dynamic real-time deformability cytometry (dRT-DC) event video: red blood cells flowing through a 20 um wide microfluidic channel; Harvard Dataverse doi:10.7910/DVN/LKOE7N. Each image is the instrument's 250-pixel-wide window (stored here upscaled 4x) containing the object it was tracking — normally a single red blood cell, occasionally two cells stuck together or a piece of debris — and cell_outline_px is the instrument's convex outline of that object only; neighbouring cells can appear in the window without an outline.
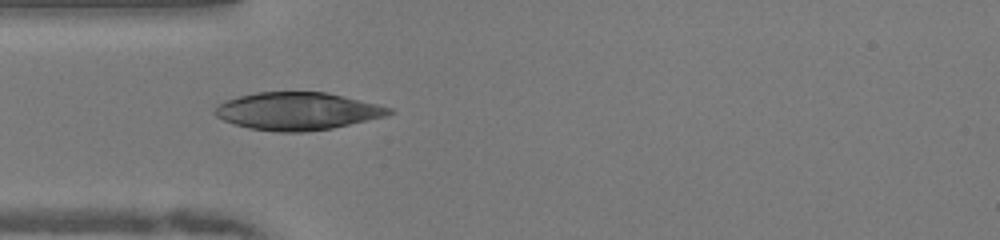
{"species": "human", "species_latin": "Homo sapiens", "temperature_condition": "warm", "stored_images_in_passage": 32, "camera_frame_rate_fps": 3000, "um_per_image_px": 0.085, "donor": {"sex": "female"}, "frame": {"image": 1, "passage_image": 1, "time_ms": 0.0, "image_size_px": [1000, 240], "cell_outline_px": [[396, 112], [384, 116], [332, 128], [304, 132], [280, 132], [248, 128], [224, 120], [216, 116], [212, 112], [224, 100], [256, 92], [328, 92], [392, 108]], "centroid_in_image_um": [25.27, 9.44], "position_along_channel_um": 59.7, "area_um2": 37.92}}
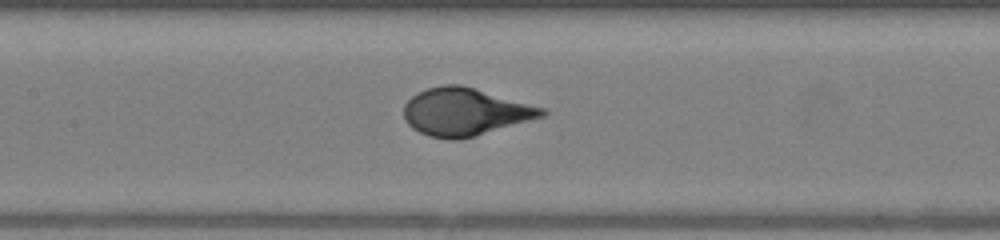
{"frame": {"image": 2, "passage_image": 9, "time_ms": 2.667, "image_size_px": [1000, 240], "cell_outline_px": [[548, 112], [544, 116], [476, 136], [460, 140], [452, 140], [428, 136], [412, 128], [404, 120], [404, 104], [412, 96], [428, 88], [444, 84], [460, 84], [544, 108]], "centroid_in_image_um": [39.5, 9.52], "position_along_channel_um": 167.9, "area_um2": 38.09}}
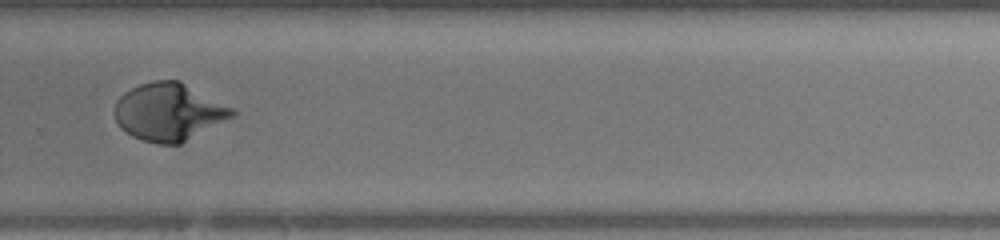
{"frame": {"image": 3, "passage_image": 20, "time_ms": 6.333, "image_size_px": [1000, 240], "cell_outline_px": [[236, 116], [180, 144], [156, 144], [132, 136], [120, 128], [116, 120], [116, 100], [124, 92], [140, 84], [152, 80], [180, 80], [236, 108]], "centroid_in_image_um": [14.41, 9.51], "position_along_channel_um": 315.4, "area_um2": 39.82}}